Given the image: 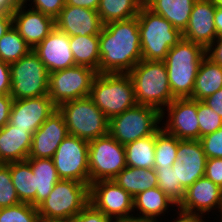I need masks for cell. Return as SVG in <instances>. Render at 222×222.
Here are the masks:
<instances>
[{"instance_id":"cell-49","label":"cell","mask_w":222,"mask_h":222,"mask_svg":"<svg viewBox=\"0 0 222 222\" xmlns=\"http://www.w3.org/2000/svg\"><path fill=\"white\" fill-rule=\"evenodd\" d=\"M12 13L0 12V39L12 27Z\"/></svg>"},{"instance_id":"cell-40","label":"cell","mask_w":222,"mask_h":222,"mask_svg":"<svg viewBox=\"0 0 222 222\" xmlns=\"http://www.w3.org/2000/svg\"><path fill=\"white\" fill-rule=\"evenodd\" d=\"M28 2L29 4H27ZM24 3L28 7L55 19L64 8L66 0H24Z\"/></svg>"},{"instance_id":"cell-27","label":"cell","mask_w":222,"mask_h":222,"mask_svg":"<svg viewBox=\"0 0 222 222\" xmlns=\"http://www.w3.org/2000/svg\"><path fill=\"white\" fill-rule=\"evenodd\" d=\"M34 173V183L36 189L35 207L45 200L54 185L60 180L51 158H27Z\"/></svg>"},{"instance_id":"cell-10","label":"cell","mask_w":222,"mask_h":222,"mask_svg":"<svg viewBox=\"0 0 222 222\" xmlns=\"http://www.w3.org/2000/svg\"><path fill=\"white\" fill-rule=\"evenodd\" d=\"M88 158L90 184L113 180L127 166L124 145L110 134L89 141Z\"/></svg>"},{"instance_id":"cell-46","label":"cell","mask_w":222,"mask_h":222,"mask_svg":"<svg viewBox=\"0 0 222 222\" xmlns=\"http://www.w3.org/2000/svg\"><path fill=\"white\" fill-rule=\"evenodd\" d=\"M206 56L213 62L222 66V36L217 37L215 41L206 49Z\"/></svg>"},{"instance_id":"cell-25","label":"cell","mask_w":222,"mask_h":222,"mask_svg":"<svg viewBox=\"0 0 222 222\" xmlns=\"http://www.w3.org/2000/svg\"><path fill=\"white\" fill-rule=\"evenodd\" d=\"M196 0H144V4L154 13L169 21L183 33L188 24Z\"/></svg>"},{"instance_id":"cell-24","label":"cell","mask_w":222,"mask_h":222,"mask_svg":"<svg viewBox=\"0 0 222 222\" xmlns=\"http://www.w3.org/2000/svg\"><path fill=\"white\" fill-rule=\"evenodd\" d=\"M32 143V135L26 129H18L9 122L0 129V163L26 161Z\"/></svg>"},{"instance_id":"cell-28","label":"cell","mask_w":222,"mask_h":222,"mask_svg":"<svg viewBox=\"0 0 222 222\" xmlns=\"http://www.w3.org/2000/svg\"><path fill=\"white\" fill-rule=\"evenodd\" d=\"M120 187L132 197L147 189L158 186L157 175L154 168L143 169L126 166L113 179Z\"/></svg>"},{"instance_id":"cell-44","label":"cell","mask_w":222,"mask_h":222,"mask_svg":"<svg viewBox=\"0 0 222 222\" xmlns=\"http://www.w3.org/2000/svg\"><path fill=\"white\" fill-rule=\"evenodd\" d=\"M13 101L10 95H0V129L9 122Z\"/></svg>"},{"instance_id":"cell-7","label":"cell","mask_w":222,"mask_h":222,"mask_svg":"<svg viewBox=\"0 0 222 222\" xmlns=\"http://www.w3.org/2000/svg\"><path fill=\"white\" fill-rule=\"evenodd\" d=\"M57 109L69 135L90 141L109 134V119L89 96L62 103Z\"/></svg>"},{"instance_id":"cell-26","label":"cell","mask_w":222,"mask_h":222,"mask_svg":"<svg viewBox=\"0 0 222 222\" xmlns=\"http://www.w3.org/2000/svg\"><path fill=\"white\" fill-rule=\"evenodd\" d=\"M222 88V66L205 56L194 82L192 99L203 101Z\"/></svg>"},{"instance_id":"cell-4","label":"cell","mask_w":222,"mask_h":222,"mask_svg":"<svg viewBox=\"0 0 222 222\" xmlns=\"http://www.w3.org/2000/svg\"><path fill=\"white\" fill-rule=\"evenodd\" d=\"M89 97L109 120L137 105L128 73H98Z\"/></svg>"},{"instance_id":"cell-38","label":"cell","mask_w":222,"mask_h":222,"mask_svg":"<svg viewBox=\"0 0 222 222\" xmlns=\"http://www.w3.org/2000/svg\"><path fill=\"white\" fill-rule=\"evenodd\" d=\"M197 119L200 128V137L213 133L222 127V118L218 113L197 100Z\"/></svg>"},{"instance_id":"cell-51","label":"cell","mask_w":222,"mask_h":222,"mask_svg":"<svg viewBox=\"0 0 222 222\" xmlns=\"http://www.w3.org/2000/svg\"><path fill=\"white\" fill-rule=\"evenodd\" d=\"M214 23H215L217 37H221L222 36V7H216Z\"/></svg>"},{"instance_id":"cell-36","label":"cell","mask_w":222,"mask_h":222,"mask_svg":"<svg viewBox=\"0 0 222 222\" xmlns=\"http://www.w3.org/2000/svg\"><path fill=\"white\" fill-rule=\"evenodd\" d=\"M37 207L28 203L0 208V222H39Z\"/></svg>"},{"instance_id":"cell-50","label":"cell","mask_w":222,"mask_h":222,"mask_svg":"<svg viewBox=\"0 0 222 222\" xmlns=\"http://www.w3.org/2000/svg\"><path fill=\"white\" fill-rule=\"evenodd\" d=\"M24 0H0V12L12 13Z\"/></svg>"},{"instance_id":"cell-21","label":"cell","mask_w":222,"mask_h":222,"mask_svg":"<svg viewBox=\"0 0 222 222\" xmlns=\"http://www.w3.org/2000/svg\"><path fill=\"white\" fill-rule=\"evenodd\" d=\"M212 0H196L182 37L207 49L217 38Z\"/></svg>"},{"instance_id":"cell-9","label":"cell","mask_w":222,"mask_h":222,"mask_svg":"<svg viewBox=\"0 0 222 222\" xmlns=\"http://www.w3.org/2000/svg\"><path fill=\"white\" fill-rule=\"evenodd\" d=\"M10 76L14 100L48 95L49 73L33 50L10 64Z\"/></svg>"},{"instance_id":"cell-43","label":"cell","mask_w":222,"mask_h":222,"mask_svg":"<svg viewBox=\"0 0 222 222\" xmlns=\"http://www.w3.org/2000/svg\"><path fill=\"white\" fill-rule=\"evenodd\" d=\"M10 64L0 60V95H10Z\"/></svg>"},{"instance_id":"cell-37","label":"cell","mask_w":222,"mask_h":222,"mask_svg":"<svg viewBox=\"0 0 222 222\" xmlns=\"http://www.w3.org/2000/svg\"><path fill=\"white\" fill-rule=\"evenodd\" d=\"M21 203L10 174V163H0V208Z\"/></svg>"},{"instance_id":"cell-13","label":"cell","mask_w":222,"mask_h":222,"mask_svg":"<svg viewBox=\"0 0 222 222\" xmlns=\"http://www.w3.org/2000/svg\"><path fill=\"white\" fill-rule=\"evenodd\" d=\"M89 203L116 222L134 220L133 197L114 180L91 183Z\"/></svg>"},{"instance_id":"cell-54","label":"cell","mask_w":222,"mask_h":222,"mask_svg":"<svg viewBox=\"0 0 222 222\" xmlns=\"http://www.w3.org/2000/svg\"><path fill=\"white\" fill-rule=\"evenodd\" d=\"M219 212H220V213H219V216H218V214H217V219L220 217V220L218 219V221L222 222V206H221Z\"/></svg>"},{"instance_id":"cell-47","label":"cell","mask_w":222,"mask_h":222,"mask_svg":"<svg viewBox=\"0 0 222 222\" xmlns=\"http://www.w3.org/2000/svg\"><path fill=\"white\" fill-rule=\"evenodd\" d=\"M203 102L222 118V88L204 99Z\"/></svg>"},{"instance_id":"cell-33","label":"cell","mask_w":222,"mask_h":222,"mask_svg":"<svg viewBox=\"0 0 222 222\" xmlns=\"http://www.w3.org/2000/svg\"><path fill=\"white\" fill-rule=\"evenodd\" d=\"M31 50L13 25L0 39V60L5 63L12 64Z\"/></svg>"},{"instance_id":"cell-32","label":"cell","mask_w":222,"mask_h":222,"mask_svg":"<svg viewBox=\"0 0 222 222\" xmlns=\"http://www.w3.org/2000/svg\"><path fill=\"white\" fill-rule=\"evenodd\" d=\"M10 174L20 202L35 206L36 189L31 165L27 161L11 162Z\"/></svg>"},{"instance_id":"cell-20","label":"cell","mask_w":222,"mask_h":222,"mask_svg":"<svg viewBox=\"0 0 222 222\" xmlns=\"http://www.w3.org/2000/svg\"><path fill=\"white\" fill-rule=\"evenodd\" d=\"M33 51L48 73L75 66L69 36L56 27Z\"/></svg>"},{"instance_id":"cell-34","label":"cell","mask_w":222,"mask_h":222,"mask_svg":"<svg viewBox=\"0 0 222 222\" xmlns=\"http://www.w3.org/2000/svg\"><path fill=\"white\" fill-rule=\"evenodd\" d=\"M178 138L162 127L156 132L154 167H172L177 158Z\"/></svg>"},{"instance_id":"cell-31","label":"cell","mask_w":222,"mask_h":222,"mask_svg":"<svg viewBox=\"0 0 222 222\" xmlns=\"http://www.w3.org/2000/svg\"><path fill=\"white\" fill-rule=\"evenodd\" d=\"M143 4L144 0H100L97 12L105 25L137 16Z\"/></svg>"},{"instance_id":"cell-55","label":"cell","mask_w":222,"mask_h":222,"mask_svg":"<svg viewBox=\"0 0 222 222\" xmlns=\"http://www.w3.org/2000/svg\"><path fill=\"white\" fill-rule=\"evenodd\" d=\"M118 222H146V221H136V220H130V221H118Z\"/></svg>"},{"instance_id":"cell-2","label":"cell","mask_w":222,"mask_h":222,"mask_svg":"<svg viewBox=\"0 0 222 222\" xmlns=\"http://www.w3.org/2000/svg\"><path fill=\"white\" fill-rule=\"evenodd\" d=\"M205 56L202 45L184 38L168 51L164 63L174 98H192L196 75Z\"/></svg>"},{"instance_id":"cell-41","label":"cell","mask_w":222,"mask_h":222,"mask_svg":"<svg viewBox=\"0 0 222 222\" xmlns=\"http://www.w3.org/2000/svg\"><path fill=\"white\" fill-rule=\"evenodd\" d=\"M70 222H116L110 217H107L103 212L95 209L90 203Z\"/></svg>"},{"instance_id":"cell-8","label":"cell","mask_w":222,"mask_h":222,"mask_svg":"<svg viewBox=\"0 0 222 222\" xmlns=\"http://www.w3.org/2000/svg\"><path fill=\"white\" fill-rule=\"evenodd\" d=\"M161 116L156 108L137 104L109 120V134L125 146L156 133L162 127Z\"/></svg>"},{"instance_id":"cell-15","label":"cell","mask_w":222,"mask_h":222,"mask_svg":"<svg viewBox=\"0 0 222 222\" xmlns=\"http://www.w3.org/2000/svg\"><path fill=\"white\" fill-rule=\"evenodd\" d=\"M57 110L48 95L13 101L9 123L18 129H26L31 135Z\"/></svg>"},{"instance_id":"cell-5","label":"cell","mask_w":222,"mask_h":222,"mask_svg":"<svg viewBox=\"0 0 222 222\" xmlns=\"http://www.w3.org/2000/svg\"><path fill=\"white\" fill-rule=\"evenodd\" d=\"M142 59L164 61L168 51L183 37L182 33L161 15L143 4L137 15Z\"/></svg>"},{"instance_id":"cell-19","label":"cell","mask_w":222,"mask_h":222,"mask_svg":"<svg viewBox=\"0 0 222 222\" xmlns=\"http://www.w3.org/2000/svg\"><path fill=\"white\" fill-rule=\"evenodd\" d=\"M68 135L66 123L59 110H55L33 133L28 158H53L56 149Z\"/></svg>"},{"instance_id":"cell-23","label":"cell","mask_w":222,"mask_h":222,"mask_svg":"<svg viewBox=\"0 0 222 222\" xmlns=\"http://www.w3.org/2000/svg\"><path fill=\"white\" fill-rule=\"evenodd\" d=\"M175 207L177 208V204L158 186L140 192L133 197V214L136 221L160 222L163 220L160 216H166V213L175 211ZM135 211L138 212L135 213Z\"/></svg>"},{"instance_id":"cell-18","label":"cell","mask_w":222,"mask_h":222,"mask_svg":"<svg viewBox=\"0 0 222 222\" xmlns=\"http://www.w3.org/2000/svg\"><path fill=\"white\" fill-rule=\"evenodd\" d=\"M13 26L33 50L55 28V19L32 8L25 3L13 12Z\"/></svg>"},{"instance_id":"cell-1","label":"cell","mask_w":222,"mask_h":222,"mask_svg":"<svg viewBox=\"0 0 222 222\" xmlns=\"http://www.w3.org/2000/svg\"><path fill=\"white\" fill-rule=\"evenodd\" d=\"M99 44V73H129L142 60L137 16L103 25Z\"/></svg>"},{"instance_id":"cell-22","label":"cell","mask_w":222,"mask_h":222,"mask_svg":"<svg viewBox=\"0 0 222 222\" xmlns=\"http://www.w3.org/2000/svg\"><path fill=\"white\" fill-rule=\"evenodd\" d=\"M55 27L71 37L99 35L103 24L97 11L65 5L55 18Z\"/></svg>"},{"instance_id":"cell-11","label":"cell","mask_w":222,"mask_h":222,"mask_svg":"<svg viewBox=\"0 0 222 222\" xmlns=\"http://www.w3.org/2000/svg\"><path fill=\"white\" fill-rule=\"evenodd\" d=\"M97 71L75 65L49 73L48 96L58 107L67 101L88 97Z\"/></svg>"},{"instance_id":"cell-42","label":"cell","mask_w":222,"mask_h":222,"mask_svg":"<svg viewBox=\"0 0 222 222\" xmlns=\"http://www.w3.org/2000/svg\"><path fill=\"white\" fill-rule=\"evenodd\" d=\"M204 176L222 188V158L207 159Z\"/></svg>"},{"instance_id":"cell-6","label":"cell","mask_w":222,"mask_h":222,"mask_svg":"<svg viewBox=\"0 0 222 222\" xmlns=\"http://www.w3.org/2000/svg\"><path fill=\"white\" fill-rule=\"evenodd\" d=\"M89 204V186L73 180H59L37 210L45 220L70 221Z\"/></svg>"},{"instance_id":"cell-39","label":"cell","mask_w":222,"mask_h":222,"mask_svg":"<svg viewBox=\"0 0 222 222\" xmlns=\"http://www.w3.org/2000/svg\"><path fill=\"white\" fill-rule=\"evenodd\" d=\"M199 141L207 159L222 158V127L213 133L200 137Z\"/></svg>"},{"instance_id":"cell-17","label":"cell","mask_w":222,"mask_h":222,"mask_svg":"<svg viewBox=\"0 0 222 222\" xmlns=\"http://www.w3.org/2000/svg\"><path fill=\"white\" fill-rule=\"evenodd\" d=\"M207 157L199 140L178 139L176 162L177 181L186 190L205 175Z\"/></svg>"},{"instance_id":"cell-35","label":"cell","mask_w":222,"mask_h":222,"mask_svg":"<svg viewBox=\"0 0 222 222\" xmlns=\"http://www.w3.org/2000/svg\"><path fill=\"white\" fill-rule=\"evenodd\" d=\"M154 169L157 175L158 187L178 205L184 197L185 189L177 181L176 162L172 167H154Z\"/></svg>"},{"instance_id":"cell-16","label":"cell","mask_w":222,"mask_h":222,"mask_svg":"<svg viewBox=\"0 0 222 222\" xmlns=\"http://www.w3.org/2000/svg\"><path fill=\"white\" fill-rule=\"evenodd\" d=\"M222 206V188L214 184L210 179L204 177L196 180L185 190L184 197L176 209L188 213L208 215L214 211L219 213Z\"/></svg>"},{"instance_id":"cell-3","label":"cell","mask_w":222,"mask_h":222,"mask_svg":"<svg viewBox=\"0 0 222 222\" xmlns=\"http://www.w3.org/2000/svg\"><path fill=\"white\" fill-rule=\"evenodd\" d=\"M136 102L162 111L175 99L170 91L164 61L142 59L129 73Z\"/></svg>"},{"instance_id":"cell-45","label":"cell","mask_w":222,"mask_h":222,"mask_svg":"<svg viewBox=\"0 0 222 222\" xmlns=\"http://www.w3.org/2000/svg\"><path fill=\"white\" fill-rule=\"evenodd\" d=\"M177 210L175 209L176 214H172L173 216L176 215L177 217L173 218V216H171L172 220L170 219L168 222H208L209 221L206 219L205 215L188 213L180 209H177Z\"/></svg>"},{"instance_id":"cell-29","label":"cell","mask_w":222,"mask_h":222,"mask_svg":"<svg viewBox=\"0 0 222 222\" xmlns=\"http://www.w3.org/2000/svg\"><path fill=\"white\" fill-rule=\"evenodd\" d=\"M75 65L87 66L99 73V35H77L69 37Z\"/></svg>"},{"instance_id":"cell-52","label":"cell","mask_w":222,"mask_h":222,"mask_svg":"<svg viewBox=\"0 0 222 222\" xmlns=\"http://www.w3.org/2000/svg\"><path fill=\"white\" fill-rule=\"evenodd\" d=\"M216 7H222V0H212Z\"/></svg>"},{"instance_id":"cell-30","label":"cell","mask_w":222,"mask_h":222,"mask_svg":"<svg viewBox=\"0 0 222 222\" xmlns=\"http://www.w3.org/2000/svg\"><path fill=\"white\" fill-rule=\"evenodd\" d=\"M155 145L156 133L125 145L127 166L143 169L154 168Z\"/></svg>"},{"instance_id":"cell-48","label":"cell","mask_w":222,"mask_h":222,"mask_svg":"<svg viewBox=\"0 0 222 222\" xmlns=\"http://www.w3.org/2000/svg\"><path fill=\"white\" fill-rule=\"evenodd\" d=\"M100 0H66L65 5L77 6L97 11Z\"/></svg>"},{"instance_id":"cell-14","label":"cell","mask_w":222,"mask_h":222,"mask_svg":"<svg viewBox=\"0 0 222 222\" xmlns=\"http://www.w3.org/2000/svg\"><path fill=\"white\" fill-rule=\"evenodd\" d=\"M161 118L163 120L161 121L163 124L162 128L178 139H200V128L197 119V100L192 98H175L162 111Z\"/></svg>"},{"instance_id":"cell-12","label":"cell","mask_w":222,"mask_h":222,"mask_svg":"<svg viewBox=\"0 0 222 222\" xmlns=\"http://www.w3.org/2000/svg\"><path fill=\"white\" fill-rule=\"evenodd\" d=\"M89 141L67 135L53 156V162L60 180H73L90 185Z\"/></svg>"},{"instance_id":"cell-53","label":"cell","mask_w":222,"mask_h":222,"mask_svg":"<svg viewBox=\"0 0 222 222\" xmlns=\"http://www.w3.org/2000/svg\"><path fill=\"white\" fill-rule=\"evenodd\" d=\"M39 222H70V221L45 220L40 218Z\"/></svg>"}]
</instances>
